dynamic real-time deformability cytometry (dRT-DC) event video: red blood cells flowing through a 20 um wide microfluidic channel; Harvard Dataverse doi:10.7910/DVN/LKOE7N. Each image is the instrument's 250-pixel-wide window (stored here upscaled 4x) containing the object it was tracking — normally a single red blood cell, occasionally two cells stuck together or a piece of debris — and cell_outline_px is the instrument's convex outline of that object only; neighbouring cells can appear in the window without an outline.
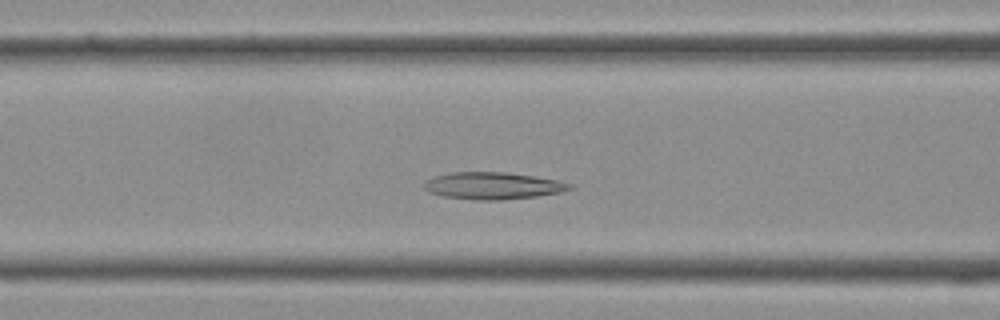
{"species": "Egyptian fruit bat (a non-hibernating species)", "species_latin": "Rousettus aegyptiacus", "temperature_condition": "cold", "stored_images_in_passage": 34, "camera_frame_rate_fps": 3000, "um_per_image_px": 0.085, "frame": {"image": 1, "passage_image": 10, "time_ms": 3.0, "image_size_px": [1000, 320], "cell_outline_px": [[572, 188], [560, 192], [536, 196], [500, 200], [476, 200], [444, 196], [428, 192], [424, 188], [424, 180], [448, 172], [504, 172], [532, 176], [556, 180], [572, 184]], "centroid_in_image_um": [41.84, 15.78], "position_along_channel_um": 124.8, "area_um2": 22.77}}
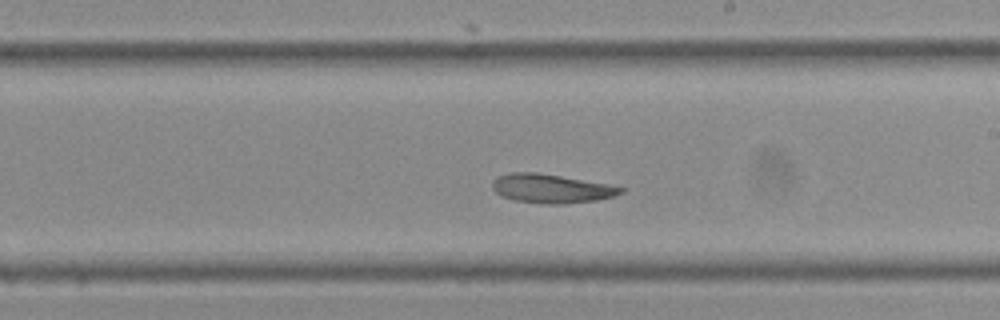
{"frame": {"image": 2, "passage_image": 17, "time_ms": 5.333, "image_size_px": [1000, 320], "cell_outline_px": [[624, 192], [616, 196], [596, 200], [564, 204], [544, 204], [516, 200], [500, 196], [492, 188], [492, 180], [496, 176], [512, 172], [536, 172], [608, 184], [624, 188]], "centroid_in_image_um": [46.84, 16.03], "position_along_channel_um": 242.2, "area_um2": 21.68}}
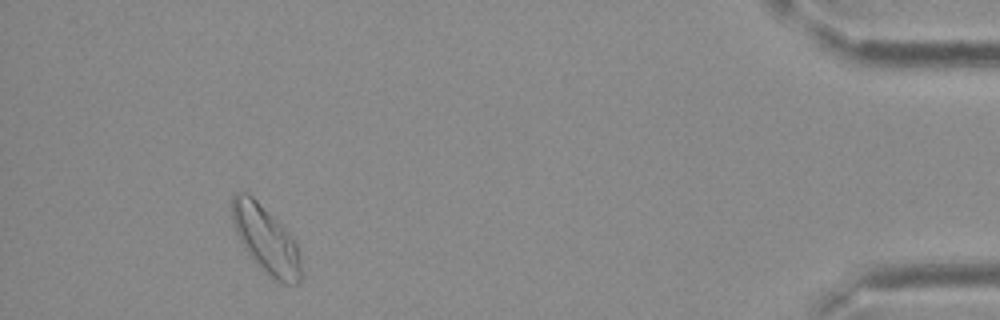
{"frame": {"image": 3, "passage_image": 31, "time_ms": 10.0, "image_size_px": [1000, 320], "cell_outline_px": [[304, 276], [296, 284], [280, 284], [244, 248], [236, 232], [232, 220], [232, 196], [236, 192], [248, 192], [292, 236], [296, 244], [300, 256]], "centroid_in_image_um": [22.63, 20.36], "position_along_channel_um": 412.6, "area_um2": 26.47}}